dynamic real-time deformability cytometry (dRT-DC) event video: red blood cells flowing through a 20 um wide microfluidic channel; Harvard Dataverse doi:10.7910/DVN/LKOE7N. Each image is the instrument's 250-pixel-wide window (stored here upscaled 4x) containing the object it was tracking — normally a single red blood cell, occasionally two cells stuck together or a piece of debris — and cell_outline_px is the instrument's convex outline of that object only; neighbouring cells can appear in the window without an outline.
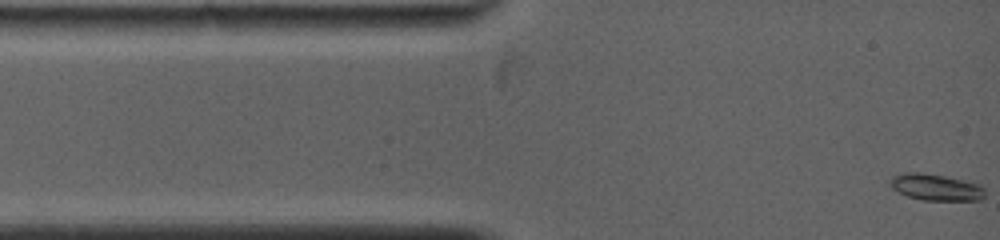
{"species": "common noctule bat (a hibernating species)", "species_latin": "Nyctalus noctula", "temperature_condition": "warm", "stored_images_in_passage": 52, "camera_frame_rate_fps": 5000, "um_per_image_px": 0.085, "animal": {"sex": "female", "body_mass_g": 19.0, "forearm_length_mm": 53.3}, "frame": {"image": 1, "passage_image": 1, "time_ms": 0.0, "image_size_px": [1000, 240], "cell_outline_px": [[984, 196], [980, 200], [924, 200], [908, 196], [892, 188], [888, 184], [888, 180], [892, 176], [904, 172], [920, 172], [944, 176], [980, 184], [984, 188]], "centroid_in_image_um": [79.51, 15.9], "position_along_channel_um": 5.5, "area_um2": 14.62}}
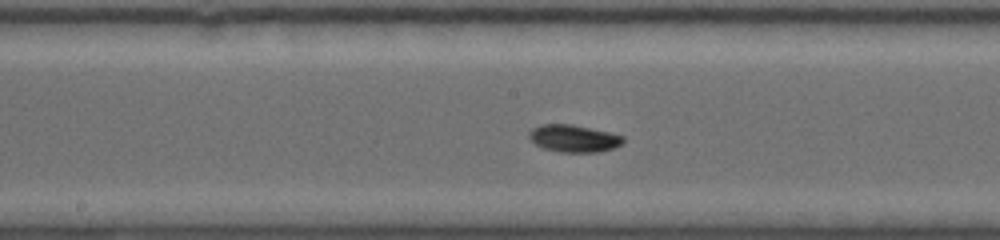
{"frame": {"image": 2, "passage_image": 30, "time_ms": 6.2, "image_size_px": [1000, 240], "cell_outline_px": [[624, 144], [600, 152], [560, 152], [540, 148], [528, 136], [528, 132], [532, 128], [540, 124], [572, 124], [608, 132], [624, 136]], "centroid_in_image_um": [48.75, 11.77], "position_along_channel_um": 199.4, "area_um2": 15.09}}
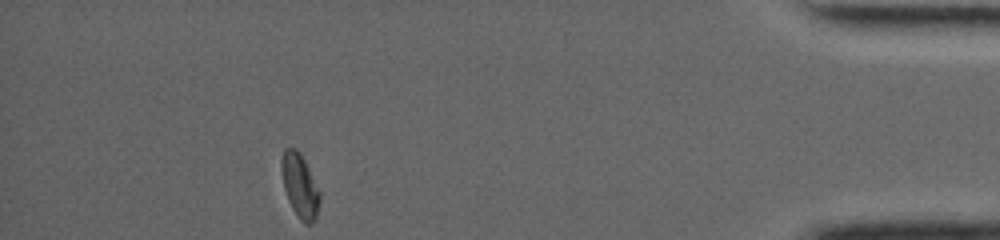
{"frame": {"image": 3, "passage_image": 52, "time_ms": 13.2, "image_size_px": [1000, 240], "cell_outline_px": [[320, 200], [316, 216], [312, 224], [304, 224], [300, 220], [292, 208], [288, 200], [284, 188], [280, 168], [280, 160], [284, 148], [296, 148], [300, 152], [320, 192]], "centroid_in_image_um": [25.46, 15.78], "position_along_channel_um": 409.7, "area_um2": 14.28}, "authors_computed_cell_mechanics": {"area_um2": 14.3922, "velocity_mm_per_s": 3.9795, "shape_relaxation_time_tau1_ms": 4.419, "shape_relaxation_time_tau2_ms": null, "deformation_change_tau1": 0.1208, "deformation_change_tau2": null}}